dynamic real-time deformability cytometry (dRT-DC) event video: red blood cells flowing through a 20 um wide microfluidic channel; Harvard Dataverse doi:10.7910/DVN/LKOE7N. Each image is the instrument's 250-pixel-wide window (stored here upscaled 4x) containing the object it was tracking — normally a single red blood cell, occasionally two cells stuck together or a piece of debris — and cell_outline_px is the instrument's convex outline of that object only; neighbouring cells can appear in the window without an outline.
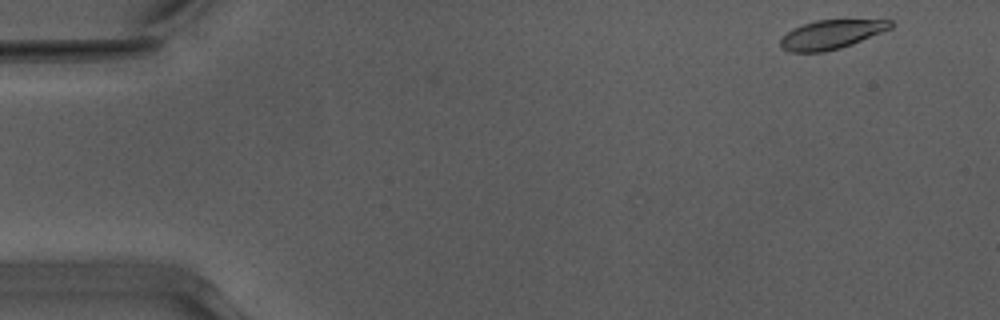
{"species": "Egyptian fruit bat (a non-hibernating species)", "species_latin": "Rousettus aegyptiacus", "temperature_condition": "warm", "stored_images_in_passage": 50, "camera_frame_rate_fps": 3000, "um_per_image_px": 0.085, "animal": {"sex": "male"}, "frame": {"image": 1, "passage_image": 1, "time_ms": 0.0, "image_size_px": [1000, 320], "cell_outline_px": [[892, 28], [852, 44], [840, 48], [824, 52], [788, 52], [780, 44], [780, 40], [792, 28], [816, 20], [892, 20]], "centroid_in_image_um": [70.65, 2.93], "position_along_channel_um": 14.3, "area_um2": 18.38}}
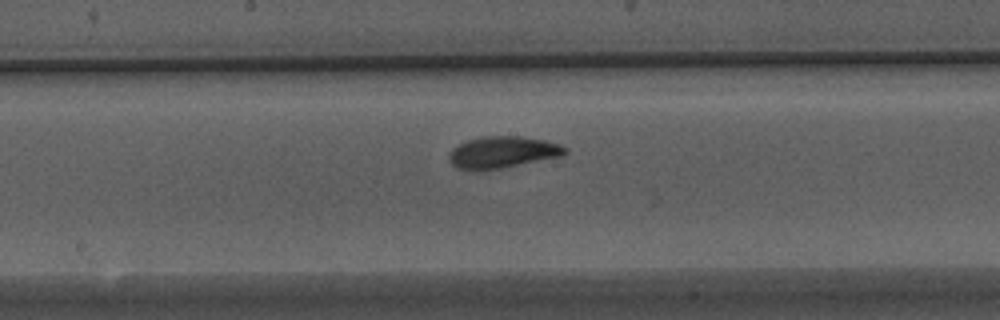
{"frame": {"image": 2, "passage_image": 25, "time_ms": 8.0, "image_size_px": [1000, 320], "cell_outline_px": [[568, 152], [560, 156], [500, 168], [476, 172], [456, 168], [448, 160], [448, 156], [452, 148], [468, 140], [484, 136], [520, 136], [544, 140], [560, 144], [568, 148]], "centroid_in_image_um": [42.67, 12.95], "position_along_channel_um": 205.5, "area_um2": 21.5}}
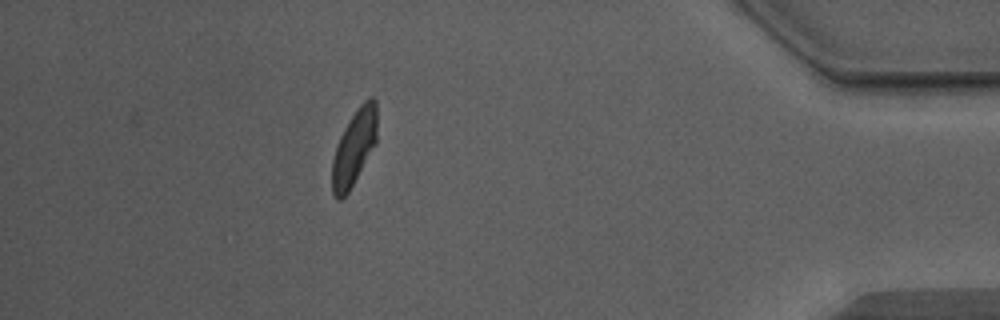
{"frame": {"image": 3, "passage_image": 44, "time_ms": 14.333, "image_size_px": [1000, 320], "cell_outline_px": [[376, 144], [348, 192], [340, 200], [336, 200], [332, 192], [332, 160], [336, 144], [344, 128], [360, 104], [368, 96], [372, 96], [376, 100]], "centroid_in_image_um": [30.09, 12.54], "position_along_channel_um": 405.1, "area_um2": 19.71}, "authors_computed_cell_mechanics": {"area_um2": 20.2878, "velocity_mm_per_s": 3.9363, "shape_relaxation_time_tau1_ms": 4.0709, "shape_relaxation_time_tau2_ms": 1.8958, "deformation_change_tau1": 0.1515, "deformation_change_tau2": 0.0851}}